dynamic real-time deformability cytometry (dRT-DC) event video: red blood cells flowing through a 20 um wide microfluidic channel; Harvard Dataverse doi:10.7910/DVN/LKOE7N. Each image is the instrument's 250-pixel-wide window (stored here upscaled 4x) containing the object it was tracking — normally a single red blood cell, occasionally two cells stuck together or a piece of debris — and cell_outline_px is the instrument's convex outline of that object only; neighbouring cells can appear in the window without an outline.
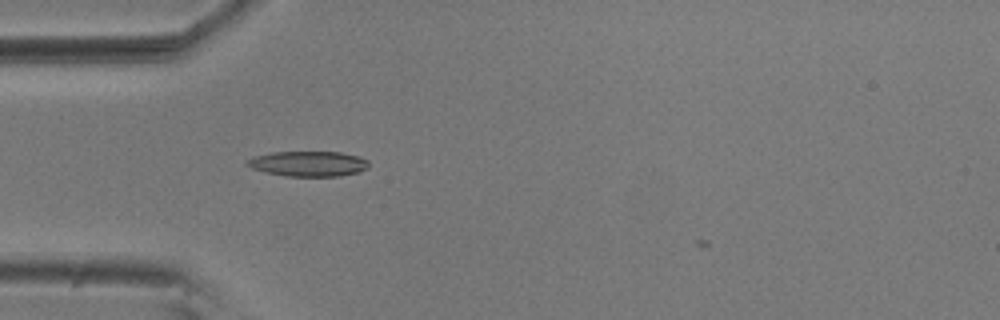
{"species": "common noctule bat (a hibernating species)", "species_latin": "Nyctalus noctula", "temperature_condition": "room temperature", "stored_images_in_passage": 36, "camera_frame_rate_fps": 3000, "um_per_image_px": 0.085, "animal": {"sex": "male", "body_mass_g": 20.5, "forearm_length_mm": 52.5}, "frame": {"image": 1, "passage_image": 3, "time_ms": 0.667, "image_size_px": [1000, 320], "cell_outline_px": [[368, 168], [360, 172], [340, 176], [284, 176], [264, 172], [252, 168], [244, 164], [252, 156], [272, 152], [340, 152], [356, 156], [368, 160]], "centroid_in_image_um": [26.18, 13.92], "position_along_channel_um": 58.8, "area_um2": 17.98}}
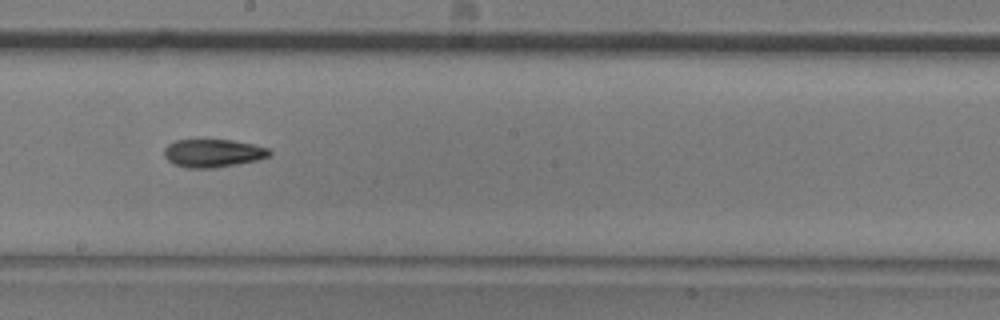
{"frame": {"image": 2, "passage_image": 17, "time_ms": 5.333, "image_size_px": [1000, 320], "cell_outline_px": [[272, 152], [268, 156], [256, 160], [216, 168], [188, 168], [172, 164], [164, 156], [164, 148], [168, 144], [176, 140], [232, 140], [252, 144], [268, 148]], "centroid_in_image_um": [18.07, 13.02], "position_along_channel_um": 230.1, "area_um2": 17.17}}
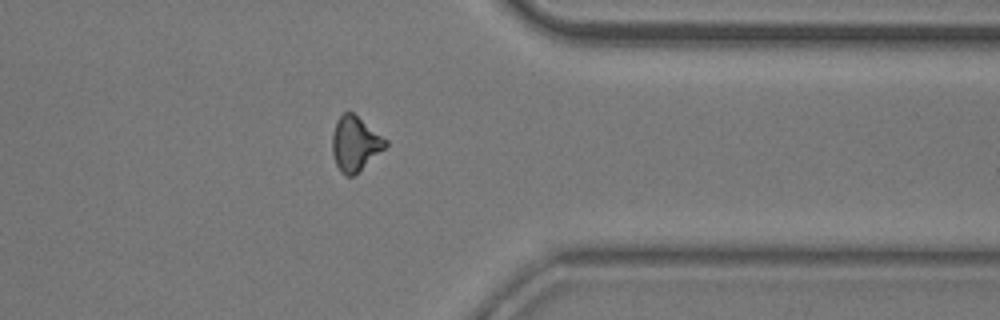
{"frame": {"image": 3, "passage_image": 30, "time_ms": 9.667, "image_size_px": [1000, 320], "cell_outline_px": [[388, 144], [384, 148], [352, 176], [348, 176], [340, 172], [336, 164], [332, 152], [332, 132], [336, 120], [344, 112], [352, 112], [388, 140]], "centroid_in_image_um": [30.15, 12.19], "position_along_channel_um": 381.2, "area_um2": 16.65}}